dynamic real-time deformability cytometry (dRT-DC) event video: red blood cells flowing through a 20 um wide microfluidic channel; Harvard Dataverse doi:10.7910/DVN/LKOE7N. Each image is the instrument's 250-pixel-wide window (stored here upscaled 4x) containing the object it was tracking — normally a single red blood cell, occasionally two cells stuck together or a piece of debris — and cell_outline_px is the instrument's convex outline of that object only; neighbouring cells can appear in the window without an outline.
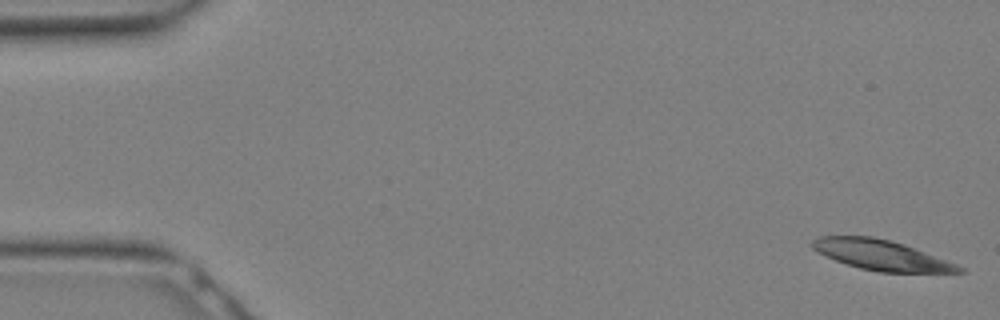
{"species": "Egyptian fruit bat (a non-hibernating species)", "species_latin": "Rousettus aegyptiacus", "temperature_condition": "warm", "stored_images_in_passage": 9, "camera_frame_rate_fps": 3000, "um_per_image_px": 0.085, "animal": {"sex": "female"}, "frame": {"image": 1, "passage_image": 1, "time_ms": 0.0, "image_size_px": [1000, 320], "cell_outline_px": [[964, 272], [880, 272], [860, 268], [836, 260], [816, 252], [812, 248], [812, 240], [820, 236], [872, 236], [904, 244], [956, 264], [964, 268]], "centroid_in_image_um": [74.87, 21.67], "position_along_channel_um": 10.1, "area_um2": 25.37}}
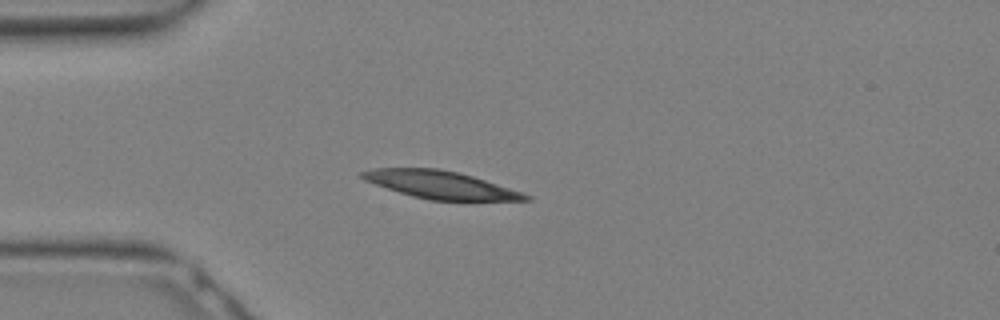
{"frame": {"image": 2, "passage_image": 8, "time_ms": 2.333, "image_size_px": [1000, 320], "cell_outline_px": [[532, 200], [428, 200], [412, 196], [364, 180], [360, 176], [360, 172], [372, 168], [440, 168], [472, 176], [532, 196]], "centroid_in_image_um": [37.39, 15.7], "position_along_channel_um": 47.6, "area_um2": 25.84}}